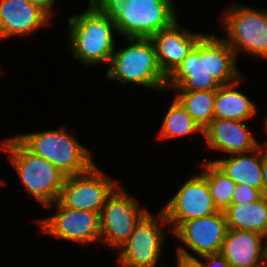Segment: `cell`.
I'll return each instance as SVG.
<instances>
[{
    "mask_svg": "<svg viewBox=\"0 0 267 267\" xmlns=\"http://www.w3.org/2000/svg\"><path fill=\"white\" fill-rule=\"evenodd\" d=\"M235 51L215 35L204 34L183 61L167 77L166 89L214 91L240 81Z\"/></svg>",
    "mask_w": 267,
    "mask_h": 267,
    "instance_id": "cell-1",
    "label": "cell"
},
{
    "mask_svg": "<svg viewBox=\"0 0 267 267\" xmlns=\"http://www.w3.org/2000/svg\"><path fill=\"white\" fill-rule=\"evenodd\" d=\"M69 41L74 58L89 66L109 64L115 42L113 31L117 32L114 21H111L94 4L81 14L70 16Z\"/></svg>",
    "mask_w": 267,
    "mask_h": 267,
    "instance_id": "cell-2",
    "label": "cell"
},
{
    "mask_svg": "<svg viewBox=\"0 0 267 267\" xmlns=\"http://www.w3.org/2000/svg\"><path fill=\"white\" fill-rule=\"evenodd\" d=\"M24 187L45 207L60 195L66 175L46 158L31 152L16 136L1 143Z\"/></svg>",
    "mask_w": 267,
    "mask_h": 267,
    "instance_id": "cell-3",
    "label": "cell"
},
{
    "mask_svg": "<svg viewBox=\"0 0 267 267\" xmlns=\"http://www.w3.org/2000/svg\"><path fill=\"white\" fill-rule=\"evenodd\" d=\"M131 43L113 52L107 77L123 84L132 82L152 89L166 90L167 77L161 71L150 38H127Z\"/></svg>",
    "mask_w": 267,
    "mask_h": 267,
    "instance_id": "cell-4",
    "label": "cell"
},
{
    "mask_svg": "<svg viewBox=\"0 0 267 267\" xmlns=\"http://www.w3.org/2000/svg\"><path fill=\"white\" fill-rule=\"evenodd\" d=\"M16 137L31 152L46 158L66 176L84 173L95 164L89 151L64 129Z\"/></svg>",
    "mask_w": 267,
    "mask_h": 267,
    "instance_id": "cell-5",
    "label": "cell"
},
{
    "mask_svg": "<svg viewBox=\"0 0 267 267\" xmlns=\"http://www.w3.org/2000/svg\"><path fill=\"white\" fill-rule=\"evenodd\" d=\"M233 5L223 16V29L227 34L223 40L236 56L241 51L267 59V10Z\"/></svg>",
    "mask_w": 267,
    "mask_h": 267,
    "instance_id": "cell-6",
    "label": "cell"
},
{
    "mask_svg": "<svg viewBox=\"0 0 267 267\" xmlns=\"http://www.w3.org/2000/svg\"><path fill=\"white\" fill-rule=\"evenodd\" d=\"M172 0H127L114 22L117 34L127 38H151L177 19Z\"/></svg>",
    "mask_w": 267,
    "mask_h": 267,
    "instance_id": "cell-7",
    "label": "cell"
},
{
    "mask_svg": "<svg viewBox=\"0 0 267 267\" xmlns=\"http://www.w3.org/2000/svg\"><path fill=\"white\" fill-rule=\"evenodd\" d=\"M94 164L88 171L66 176L58 202L66 208L101 213L118 182L104 177Z\"/></svg>",
    "mask_w": 267,
    "mask_h": 267,
    "instance_id": "cell-8",
    "label": "cell"
},
{
    "mask_svg": "<svg viewBox=\"0 0 267 267\" xmlns=\"http://www.w3.org/2000/svg\"><path fill=\"white\" fill-rule=\"evenodd\" d=\"M157 217L148 211L121 247L118 262L123 267H155L161 255L164 234L162 226L169 224L163 211ZM159 222V223H158Z\"/></svg>",
    "mask_w": 267,
    "mask_h": 267,
    "instance_id": "cell-9",
    "label": "cell"
},
{
    "mask_svg": "<svg viewBox=\"0 0 267 267\" xmlns=\"http://www.w3.org/2000/svg\"><path fill=\"white\" fill-rule=\"evenodd\" d=\"M147 212L139 208L125 189L117 187L100 213L101 242L120 250Z\"/></svg>",
    "mask_w": 267,
    "mask_h": 267,
    "instance_id": "cell-10",
    "label": "cell"
},
{
    "mask_svg": "<svg viewBox=\"0 0 267 267\" xmlns=\"http://www.w3.org/2000/svg\"><path fill=\"white\" fill-rule=\"evenodd\" d=\"M162 211L168 223L173 225L170 227V232H173L182 222L218 212L207 180L202 174H193L187 179Z\"/></svg>",
    "mask_w": 267,
    "mask_h": 267,
    "instance_id": "cell-11",
    "label": "cell"
},
{
    "mask_svg": "<svg viewBox=\"0 0 267 267\" xmlns=\"http://www.w3.org/2000/svg\"><path fill=\"white\" fill-rule=\"evenodd\" d=\"M56 205L55 215L38 221L42 233L82 244L101 242L99 213L69 209L58 201Z\"/></svg>",
    "mask_w": 267,
    "mask_h": 267,
    "instance_id": "cell-12",
    "label": "cell"
},
{
    "mask_svg": "<svg viewBox=\"0 0 267 267\" xmlns=\"http://www.w3.org/2000/svg\"><path fill=\"white\" fill-rule=\"evenodd\" d=\"M228 226L225 213L182 222L172 234L197 255L220 253Z\"/></svg>",
    "mask_w": 267,
    "mask_h": 267,
    "instance_id": "cell-13",
    "label": "cell"
},
{
    "mask_svg": "<svg viewBox=\"0 0 267 267\" xmlns=\"http://www.w3.org/2000/svg\"><path fill=\"white\" fill-rule=\"evenodd\" d=\"M51 16L30 0H0V39L26 36L50 25Z\"/></svg>",
    "mask_w": 267,
    "mask_h": 267,
    "instance_id": "cell-14",
    "label": "cell"
},
{
    "mask_svg": "<svg viewBox=\"0 0 267 267\" xmlns=\"http://www.w3.org/2000/svg\"><path fill=\"white\" fill-rule=\"evenodd\" d=\"M177 21L150 38L156 50L158 65L166 77L176 69L204 35L181 29Z\"/></svg>",
    "mask_w": 267,
    "mask_h": 267,
    "instance_id": "cell-15",
    "label": "cell"
},
{
    "mask_svg": "<svg viewBox=\"0 0 267 267\" xmlns=\"http://www.w3.org/2000/svg\"><path fill=\"white\" fill-rule=\"evenodd\" d=\"M244 121L231 119H213L203 130L208 146L225 153L249 154L260 146L248 130Z\"/></svg>",
    "mask_w": 267,
    "mask_h": 267,
    "instance_id": "cell-16",
    "label": "cell"
},
{
    "mask_svg": "<svg viewBox=\"0 0 267 267\" xmlns=\"http://www.w3.org/2000/svg\"><path fill=\"white\" fill-rule=\"evenodd\" d=\"M263 238L254 231L228 229L220 254L232 267H265Z\"/></svg>",
    "mask_w": 267,
    "mask_h": 267,
    "instance_id": "cell-17",
    "label": "cell"
},
{
    "mask_svg": "<svg viewBox=\"0 0 267 267\" xmlns=\"http://www.w3.org/2000/svg\"><path fill=\"white\" fill-rule=\"evenodd\" d=\"M249 153L251 155L232 154L229 158L209 162H213L236 184H243L262 192V145Z\"/></svg>",
    "mask_w": 267,
    "mask_h": 267,
    "instance_id": "cell-18",
    "label": "cell"
},
{
    "mask_svg": "<svg viewBox=\"0 0 267 267\" xmlns=\"http://www.w3.org/2000/svg\"><path fill=\"white\" fill-rule=\"evenodd\" d=\"M239 81L222 85L216 90L214 101V119L245 121L256 114V105L244 93L234 88Z\"/></svg>",
    "mask_w": 267,
    "mask_h": 267,
    "instance_id": "cell-19",
    "label": "cell"
},
{
    "mask_svg": "<svg viewBox=\"0 0 267 267\" xmlns=\"http://www.w3.org/2000/svg\"><path fill=\"white\" fill-rule=\"evenodd\" d=\"M228 229L254 231L267 236V197L248 205H230L225 211Z\"/></svg>",
    "mask_w": 267,
    "mask_h": 267,
    "instance_id": "cell-20",
    "label": "cell"
},
{
    "mask_svg": "<svg viewBox=\"0 0 267 267\" xmlns=\"http://www.w3.org/2000/svg\"><path fill=\"white\" fill-rule=\"evenodd\" d=\"M176 98L204 130L214 119V91H178Z\"/></svg>",
    "mask_w": 267,
    "mask_h": 267,
    "instance_id": "cell-21",
    "label": "cell"
},
{
    "mask_svg": "<svg viewBox=\"0 0 267 267\" xmlns=\"http://www.w3.org/2000/svg\"><path fill=\"white\" fill-rule=\"evenodd\" d=\"M194 132L203 134L201 127L193 120L184 106L175 97L163 119L159 138L170 139L172 137L190 135Z\"/></svg>",
    "mask_w": 267,
    "mask_h": 267,
    "instance_id": "cell-22",
    "label": "cell"
},
{
    "mask_svg": "<svg viewBox=\"0 0 267 267\" xmlns=\"http://www.w3.org/2000/svg\"><path fill=\"white\" fill-rule=\"evenodd\" d=\"M202 166L206 168L201 174L207 180L213 203L218 211L224 212L231 205L236 183L213 162H204Z\"/></svg>",
    "mask_w": 267,
    "mask_h": 267,
    "instance_id": "cell-23",
    "label": "cell"
},
{
    "mask_svg": "<svg viewBox=\"0 0 267 267\" xmlns=\"http://www.w3.org/2000/svg\"><path fill=\"white\" fill-rule=\"evenodd\" d=\"M263 196L259 189H254L243 184H236L231 200V205H248Z\"/></svg>",
    "mask_w": 267,
    "mask_h": 267,
    "instance_id": "cell-24",
    "label": "cell"
},
{
    "mask_svg": "<svg viewBox=\"0 0 267 267\" xmlns=\"http://www.w3.org/2000/svg\"><path fill=\"white\" fill-rule=\"evenodd\" d=\"M111 21L119 18V9L123 8L127 0H89Z\"/></svg>",
    "mask_w": 267,
    "mask_h": 267,
    "instance_id": "cell-25",
    "label": "cell"
},
{
    "mask_svg": "<svg viewBox=\"0 0 267 267\" xmlns=\"http://www.w3.org/2000/svg\"><path fill=\"white\" fill-rule=\"evenodd\" d=\"M177 253V267H206L198 258L191 255L184 247H179Z\"/></svg>",
    "mask_w": 267,
    "mask_h": 267,
    "instance_id": "cell-26",
    "label": "cell"
},
{
    "mask_svg": "<svg viewBox=\"0 0 267 267\" xmlns=\"http://www.w3.org/2000/svg\"><path fill=\"white\" fill-rule=\"evenodd\" d=\"M207 262L206 267H232L220 253L201 256Z\"/></svg>",
    "mask_w": 267,
    "mask_h": 267,
    "instance_id": "cell-27",
    "label": "cell"
},
{
    "mask_svg": "<svg viewBox=\"0 0 267 267\" xmlns=\"http://www.w3.org/2000/svg\"><path fill=\"white\" fill-rule=\"evenodd\" d=\"M267 142L265 146L262 147V174H263V185H262V194L267 197Z\"/></svg>",
    "mask_w": 267,
    "mask_h": 267,
    "instance_id": "cell-28",
    "label": "cell"
},
{
    "mask_svg": "<svg viewBox=\"0 0 267 267\" xmlns=\"http://www.w3.org/2000/svg\"><path fill=\"white\" fill-rule=\"evenodd\" d=\"M32 3L40 6L44 9L50 16L53 15V4L56 0H30Z\"/></svg>",
    "mask_w": 267,
    "mask_h": 267,
    "instance_id": "cell-29",
    "label": "cell"
},
{
    "mask_svg": "<svg viewBox=\"0 0 267 267\" xmlns=\"http://www.w3.org/2000/svg\"><path fill=\"white\" fill-rule=\"evenodd\" d=\"M267 240V236L265 237ZM265 266L267 267V241L265 242Z\"/></svg>",
    "mask_w": 267,
    "mask_h": 267,
    "instance_id": "cell-30",
    "label": "cell"
},
{
    "mask_svg": "<svg viewBox=\"0 0 267 267\" xmlns=\"http://www.w3.org/2000/svg\"><path fill=\"white\" fill-rule=\"evenodd\" d=\"M4 185V181L0 178V186Z\"/></svg>",
    "mask_w": 267,
    "mask_h": 267,
    "instance_id": "cell-31",
    "label": "cell"
},
{
    "mask_svg": "<svg viewBox=\"0 0 267 267\" xmlns=\"http://www.w3.org/2000/svg\"><path fill=\"white\" fill-rule=\"evenodd\" d=\"M266 119H267V118H266ZM265 125H266V126H265V129H266L265 131L267 132V120L265 121Z\"/></svg>",
    "mask_w": 267,
    "mask_h": 267,
    "instance_id": "cell-32",
    "label": "cell"
}]
</instances>
